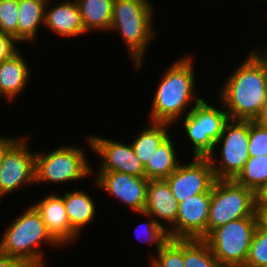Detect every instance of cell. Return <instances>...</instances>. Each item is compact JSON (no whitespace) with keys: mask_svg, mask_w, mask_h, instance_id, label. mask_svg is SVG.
<instances>
[{"mask_svg":"<svg viewBox=\"0 0 267 267\" xmlns=\"http://www.w3.org/2000/svg\"><path fill=\"white\" fill-rule=\"evenodd\" d=\"M193 59L184 55L165 69L153 94L148 121L177 125L203 99L196 94Z\"/></svg>","mask_w":267,"mask_h":267,"instance_id":"cell-1","label":"cell"},{"mask_svg":"<svg viewBox=\"0 0 267 267\" xmlns=\"http://www.w3.org/2000/svg\"><path fill=\"white\" fill-rule=\"evenodd\" d=\"M218 89L219 103L229 119L253 121L267 100V80L263 62L250 51L248 56Z\"/></svg>","mask_w":267,"mask_h":267,"instance_id":"cell-2","label":"cell"},{"mask_svg":"<svg viewBox=\"0 0 267 267\" xmlns=\"http://www.w3.org/2000/svg\"><path fill=\"white\" fill-rule=\"evenodd\" d=\"M151 0H114L110 32L120 34L135 71L143 69L148 46L156 39Z\"/></svg>","mask_w":267,"mask_h":267,"instance_id":"cell-3","label":"cell"},{"mask_svg":"<svg viewBox=\"0 0 267 267\" xmlns=\"http://www.w3.org/2000/svg\"><path fill=\"white\" fill-rule=\"evenodd\" d=\"M23 210V213L6 226L0 239V252L21 258L31 267H46L42 242L57 248L62 246L48 232L40 213L32 203Z\"/></svg>","mask_w":267,"mask_h":267,"instance_id":"cell-4","label":"cell"},{"mask_svg":"<svg viewBox=\"0 0 267 267\" xmlns=\"http://www.w3.org/2000/svg\"><path fill=\"white\" fill-rule=\"evenodd\" d=\"M84 150L87 149L74 144L59 146L48 153L35 151V184L63 185L93 176V168Z\"/></svg>","mask_w":267,"mask_h":267,"instance_id":"cell-5","label":"cell"},{"mask_svg":"<svg viewBox=\"0 0 267 267\" xmlns=\"http://www.w3.org/2000/svg\"><path fill=\"white\" fill-rule=\"evenodd\" d=\"M258 215L233 220L212 230L203 240L222 267H244Z\"/></svg>","mask_w":267,"mask_h":267,"instance_id":"cell-6","label":"cell"},{"mask_svg":"<svg viewBox=\"0 0 267 267\" xmlns=\"http://www.w3.org/2000/svg\"><path fill=\"white\" fill-rule=\"evenodd\" d=\"M249 135L250 121L229 119L226 122L207 156L216 179H234L243 169L249 159ZM219 148L218 155L216 151Z\"/></svg>","mask_w":267,"mask_h":267,"instance_id":"cell-7","label":"cell"},{"mask_svg":"<svg viewBox=\"0 0 267 267\" xmlns=\"http://www.w3.org/2000/svg\"><path fill=\"white\" fill-rule=\"evenodd\" d=\"M258 215L255 192L234 179H216L211 188L207 235L233 220Z\"/></svg>","mask_w":267,"mask_h":267,"instance_id":"cell-8","label":"cell"},{"mask_svg":"<svg viewBox=\"0 0 267 267\" xmlns=\"http://www.w3.org/2000/svg\"><path fill=\"white\" fill-rule=\"evenodd\" d=\"M222 107L209 104L204 98L194 106L192 111L183 119V128L192 145V157H207L214 148V143L219 139L226 122L228 113ZM223 108V109H222Z\"/></svg>","mask_w":267,"mask_h":267,"instance_id":"cell-9","label":"cell"},{"mask_svg":"<svg viewBox=\"0 0 267 267\" xmlns=\"http://www.w3.org/2000/svg\"><path fill=\"white\" fill-rule=\"evenodd\" d=\"M29 136L22 135L3 156L0 165V202L23 186L35 184V152L28 148Z\"/></svg>","mask_w":267,"mask_h":267,"instance_id":"cell-10","label":"cell"},{"mask_svg":"<svg viewBox=\"0 0 267 267\" xmlns=\"http://www.w3.org/2000/svg\"><path fill=\"white\" fill-rule=\"evenodd\" d=\"M87 145L96 153L100 162L98 171L93 172H122L138 177H145V168L132 148L131 143L113 140L101 135L85 136Z\"/></svg>","mask_w":267,"mask_h":267,"instance_id":"cell-11","label":"cell"},{"mask_svg":"<svg viewBox=\"0 0 267 267\" xmlns=\"http://www.w3.org/2000/svg\"><path fill=\"white\" fill-rule=\"evenodd\" d=\"M192 158V162L180 163L165 179L178 203L190 196L209 192L216 180L207 157Z\"/></svg>","mask_w":267,"mask_h":267,"instance_id":"cell-12","label":"cell"},{"mask_svg":"<svg viewBox=\"0 0 267 267\" xmlns=\"http://www.w3.org/2000/svg\"><path fill=\"white\" fill-rule=\"evenodd\" d=\"M93 175L97 189L114 196L137 214L144 211L148 179L122 172H98Z\"/></svg>","mask_w":267,"mask_h":267,"instance_id":"cell-13","label":"cell"},{"mask_svg":"<svg viewBox=\"0 0 267 267\" xmlns=\"http://www.w3.org/2000/svg\"><path fill=\"white\" fill-rule=\"evenodd\" d=\"M211 202V190L179 202L175 225L167 232L171 239H204Z\"/></svg>","mask_w":267,"mask_h":267,"instance_id":"cell-14","label":"cell"},{"mask_svg":"<svg viewBox=\"0 0 267 267\" xmlns=\"http://www.w3.org/2000/svg\"><path fill=\"white\" fill-rule=\"evenodd\" d=\"M32 205L40 213L48 232L62 247L77 242L79 235L71 228L61 195L47 194Z\"/></svg>","mask_w":267,"mask_h":267,"instance_id":"cell-15","label":"cell"},{"mask_svg":"<svg viewBox=\"0 0 267 267\" xmlns=\"http://www.w3.org/2000/svg\"><path fill=\"white\" fill-rule=\"evenodd\" d=\"M178 204L177 199L172 194L170 186L165 179L149 180L143 212L152 216L156 223L167 232L176 223Z\"/></svg>","mask_w":267,"mask_h":267,"instance_id":"cell-16","label":"cell"},{"mask_svg":"<svg viewBox=\"0 0 267 267\" xmlns=\"http://www.w3.org/2000/svg\"><path fill=\"white\" fill-rule=\"evenodd\" d=\"M53 1L47 0L45 6V27L61 38L71 39V37L85 35L87 32L83 26L76 0H62L55 5L51 3Z\"/></svg>","mask_w":267,"mask_h":267,"instance_id":"cell-17","label":"cell"},{"mask_svg":"<svg viewBox=\"0 0 267 267\" xmlns=\"http://www.w3.org/2000/svg\"><path fill=\"white\" fill-rule=\"evenodd\" d=\"M22 53L18 49L0 63V95L9 102L16 100L31 80L29 76L32 67Z\"/></svg>","mask_w":267,"mask_h":267,"instance_id":"cell-18","label":"cell"},{"mask_svg":"<svg viewBox=\"0 0 267 267\" xmlns=\"http://www.w3.org/2000/svg\"><path fill=\"white\" fill-rule=\"evenodd\" d=\"M71 228L80 236L86 225L96 217V205L92 196L84 190L75 189L62 195Z\"/></svg>","mask_w":267,"mask_h":267,"instance_id":"cell-19","label":"cell"},{"mask_svg":"<svg viewBox=\"0 0 267 267\" xmlns=\"http://www.w3.org/2000/svg\"><path fill=\"white\" fill-rule=\"evenodd\" d=\"M47 0H18L17 42H35L44 25Z\"/></svg>","mask_w":267,"mask_h":267,"instance_id":"cell-20","label":"cell"},{"mask_svg":"<svg viewBox=\"0 0 267 267\" xmlns=\"http://www.w3.org/2000/svg\"><path fill=\"white\" fill-rule=\"evenodd\" d=\"M173 141V137L169 135L151 156L144 166L146 179H166L178 168L181 163L178 158L180 156Z\"/></svg>","mask_w":267,"mask_h":267,"instance_id":"cell-21","label":"cell"},{"mask_svg":"<svg viewBox=\"0 0 267 267\" xmlns=\"http://www.w3.org/2000/svg\"><path fill=\"white\" fill-rule=\"evenodd\" d=\"M147 125H142V129L134 136L136 138L131 141L135 155L141 161L143 166L147 164L151 156L162 144V142L170 135L171 124L160 122H149Z\"/></svg>","mask_w":267,"mask_h":267,"instance_id":"cell-22","label":"cell"},{"mask_svg":"<svg viewBox=\"0 0 267 267\" xmlns=\"http://www.w3.org/2000/svg\"><path fill=\"white\" fill-rule=\"evenodd\" d=\"M114 0H76L86 32H109Z\"/></svg>","mask_w":267,"mask_h":267,"instance_id":"cell-23","label":"cell"},{"mask_svg":"<svg viewBox=\"0 0 267 267\" xmlns=\"http://www.w3.org/2000/svg\"><path fill=\"white\" fill-rule=\"evenodd\" d=\"M234 180L256 193L267 184V155L249 157Z\"/></svg>","mask_w":267,"mask_h":267,"instance_id":"cell-24","label":"cell"},{"mask_svg":"<svg viewBox=\"0 0 267 267\" xmlns=\"http://www.w3.org/2000/svg\"><path fill=\"white\" fill-rule=\"evenodd\" d=\"M184 267H222L203 239H184Z\"/></svg>","mask_w":267,"mask_h":267,"instance_id":"cell-25","label":"cell"},{"mask_svg":"<svg viewBox=\"0 0 267 267\" xmlns=\"http://www.w3.org/2000/svg\"><path fill=\"white\" fill-rule=\"evenodd\" d=\"M153 256L150 267H184V239L169 238Z\"/></svg>","mask_w":267,"mask_h":267,"instance_id":"cell-26","label":"cell"},{"mask_svg":"<svg viewBox=\"0 0 267 267\" xmlns=\"http://www.w3.org/2000/svg\"><path fill=\"white\" fill-rule=\"evenodd\" d=\"M139 214L140 216H146L145 218H147V221L145 220L143 223L137 224L134 231V235H136L135 238L150 246L154 244L156 247L154 249L156 250V254L160 247L169 239L167 231L157 224L152 216L144 212Z\"/></svg>","mask_w":267,"mask_h":267,"instance_id":"cell-27","label":"cell"},{"mask_svg":"<svg viewBox=\"0 0 267 267\" xmlns=\"http://www.w3.org/2000/svg\"><path fill=\"white\" fill-rule=\"evenodd\" d=\"M267 266V230L260 224L253 234L248 256L244 267Z\"/></svg>","mask_w":267,"mask_h":267,"instance_id":"cell-28","label":"cell"},{"mask_svg":"<svg viewBox=\"0 0 267 267\" xmlns=\"http://www.w3.org/2000/svg\"><path fill=\"white\" fill-rule=\"evenodd\" d=\"M18 0H0V32L17 41Z\"/></svg>","mask_w":267,"mask_h":267,"instance_id":"cell-29","label":"cell"},{"mask_svg":"<svg viewBox=\"0 0 267 267\" xmlns=\"http://www.w3.org/2000/svg\"><path fill=\"white\" fill-rule=\"evenodd\" d=\"M267 155V127L250 121L249 157Z\"/></svg>","mask_w":267,"mask_h":267,"instance_id":"cell-30","label":"cell"},{"mask_svg":"<svg viewBox=\"0 0 267 267\" xmlns=\"http://www.w3.org/2000/svg\"><path fill=\"white\" fill-rule=\"evenodd\" d=\"M17 44L19 43L11 36L0 32V63L18 50Z\"/></svg>","mask_w":267,"mask_h":267,"instance_id":"cell-31","label":"cell"},{"mask_svg":"<svg viewBox=\"0 0 267 267\" xmlns=\"http://www.w3.org/2000/svg\"><path fill=\"white\" fill-rule=\"evenodd\" d=\"M0 267H31L23 259L0 252Z\"/></svg>","mask_w":267,"mask_h":267,"instance_id":"cell-32","label":"cell"},{"mask_svg":"<svg viewBox=\"0 0 267 267\" xmlns=\"http://www.w3.org/2000/svg\"><path fill=\"white\" fill-rule=\"evenodd\" d=\"M255 199L256 210H267V184L255 193Z\"/></svg>","mask_w":267,"mask_h":267,"instance_id":"cell-33","label":"cell"},{"mask_svg":"<svg viewBox=\"0 0 267 267\" xmlns=\"http://www.w3.org/2000/svg\"><path fill=\"white\" fill-rule=\"evenodd\" d=\"M20 138V136L16 137H8V136H0V165L2 163L3 156L6 151Z\"/></svg>","mask_w":267,"mask_h":267,"instance_id":"cell-34","label":"cell"},{"mask_svg":"<svg viewBox=\"0 0 267 267\" xmlns=\"http://www.w3.org/2000/svg\"><path fill=\"white\" fill-rule=\"evenodd\" d=\"M256 124L267 127V100L262 105L259 114L253 120Z\"/></svg>","mask_w":267,"mask_h":267,"instance_id":"cell-35","label":"cell"},{"mask_svg":"<svg viewBox=\"0 0 267 267\" xmlns=\"http://www.w3.org/2000/svg\"><path fill=\"white\" fill-rule=\"evenodd\" d=\"M262 50V51H261ZM264 64L265 72H266V80H267V50L266 49H252L251 50Z\"/></svg>","mask_w":267,"mask_h":267,"instance_id":"cell-36","label":"cell"},{"mask_svg":"<svg viewBox=\"0 0 267 267\" xmlns=\"http://www.w3.org/2000/svg\"><path fill=\"white\" fill-rule=\"evenodd\" d=\"M258 214L259 224L267 230V210H256Z\"/></svg>","mask_w":267,"mask_h":267,"instance_id":"cell-37","label":"cell"}]
</instances>
